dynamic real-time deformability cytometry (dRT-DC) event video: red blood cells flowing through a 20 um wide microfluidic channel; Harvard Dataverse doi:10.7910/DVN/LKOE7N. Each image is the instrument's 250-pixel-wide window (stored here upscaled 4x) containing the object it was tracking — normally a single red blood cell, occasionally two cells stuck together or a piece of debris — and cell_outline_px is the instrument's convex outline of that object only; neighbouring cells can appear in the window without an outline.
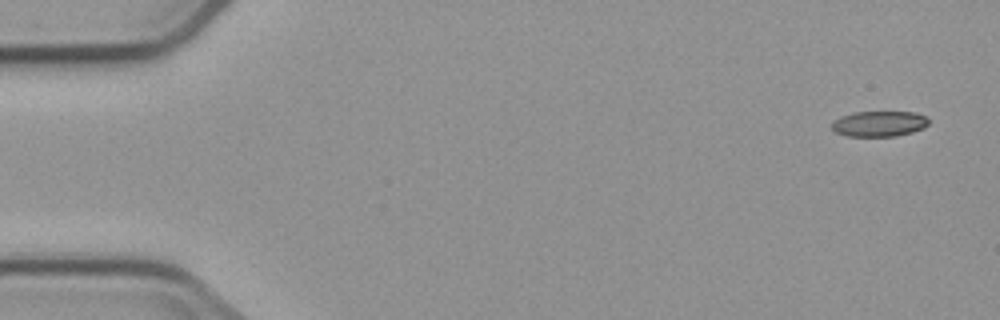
{"species": "common noctule bat (a hibernating species)", "species_latin": "Nyctalus noctula", "temperature_condition": "cold", "stored_images_in_passage": 4, "camera_frame_rate_fps": 3000, "um_per_image_px": 0.085, "animal": {"sex": "male", "body_mass_g": 23.1, "forearm_length_mm": 52.7}, "frame": {"image": 1, "passage_image": 1, "time_ms": 0.0, "image_size_px": [1000, 320], "cell_outline_px": [[928, 124], [924, 128], [912, 132], [896, 136], [848, 136], [836, 132], [832, 128], [832, 124], [840, 116], [852, 112], [916, 112], [924, 116], [928, 120]], "centroid_in_image_um": [74.74, 10.51], "position_along_channel_um": 10.3, "area_um2": 14.33}}